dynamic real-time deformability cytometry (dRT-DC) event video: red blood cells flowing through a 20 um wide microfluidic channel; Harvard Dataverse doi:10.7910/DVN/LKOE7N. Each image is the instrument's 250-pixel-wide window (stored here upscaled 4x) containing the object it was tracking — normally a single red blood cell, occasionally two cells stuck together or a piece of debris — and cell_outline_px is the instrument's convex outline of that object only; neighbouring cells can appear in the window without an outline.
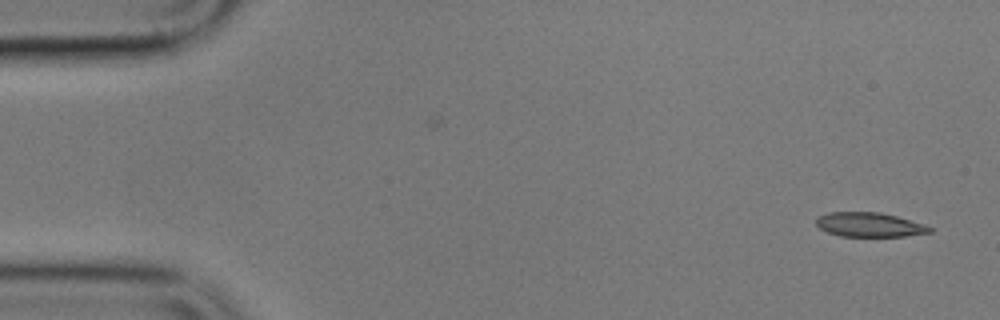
{"species": "common noctule bat (a hibernating species)", "species_latin": "Nyctalus noctula", "temperature_condition": "cold", "stored_images_in_passage": 3, "camera_frame_rate_fps": 3000, "um_per_image_px": 0.085, "animal": {"sex": "male", "body_mass_g": 17.9}, "frame": {"image": 1, "passage_image": 3, "time_ms": 2.333, "image_size_px": [1000, 320], "cell_outline_px": [[932, 232], [904, 236], [840, 236], [828, 232], [820, 228], [816, 224], [816, 216], [828, 212], [880, 212], [896, 216], [924, 224], [932, 228]], "centroid_in_image_um": [73.87, 19.09], "position_along_channel_um": 11.1, "area_um2": 16.07}}